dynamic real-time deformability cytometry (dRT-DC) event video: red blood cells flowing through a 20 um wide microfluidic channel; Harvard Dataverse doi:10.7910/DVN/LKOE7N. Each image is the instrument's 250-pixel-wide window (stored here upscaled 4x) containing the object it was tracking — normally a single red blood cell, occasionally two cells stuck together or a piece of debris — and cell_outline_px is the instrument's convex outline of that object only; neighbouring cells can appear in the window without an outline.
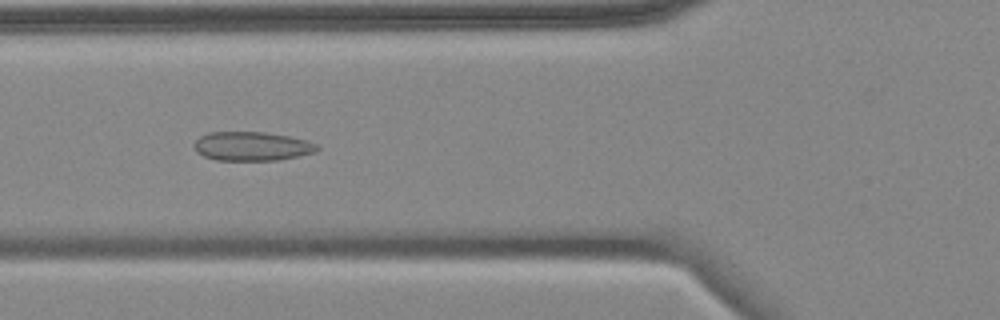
{"species": "common noctule bat (a hibernating species)", "species_latin": "Nyctalus noctula", "temperature_condition": "cold", "stored_images_in_passage": 5, "camera_frame_rate_fps": 3000, "um_per_image_px": 0.085, "animal": {"sex": "female", "body_mass_g": 18.4}, "frame": {"image": 1, "passage_image": 5, "time_ms": 4.667, "image_size_px": [1000, 320], "cell_outline_px": [[320, 148], [316, 152], [276, 160], [216, 160], [204, 156], [196, 152], [192, 144], [200, 136], [208, 132], [264, 132], [288, 136], [308, 140], [316, 144]], "centroid_in_image_um": [21.39, 12.42], "position_along_channel_um": 104.4, "area_um2": 20.81}}